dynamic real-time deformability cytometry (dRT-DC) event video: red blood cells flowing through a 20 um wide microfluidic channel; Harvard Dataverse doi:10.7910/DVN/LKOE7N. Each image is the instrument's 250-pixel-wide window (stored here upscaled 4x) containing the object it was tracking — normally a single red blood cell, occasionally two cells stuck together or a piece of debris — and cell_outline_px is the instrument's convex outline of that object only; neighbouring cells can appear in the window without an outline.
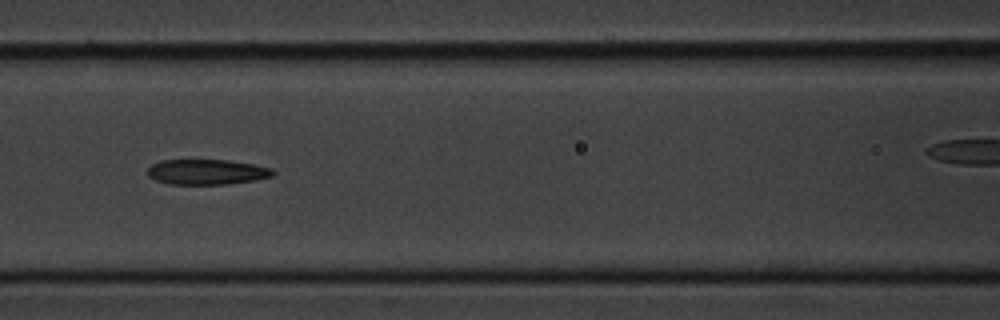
{"species": "common noctule bat (a hibernating species)", "species_latin": "Nyctalus noctula", "temperature_condition": "cold", "stored_images_in_passage": 9, "camera_frame_rate_fps": 3000, "um_per_image_px": 0.085, "animal": {"sex": "male", "body_mass_g": 20.1, "forearm_length_mm": 53.5}, "frame": {"image": 1, "passage_image": 6, "time_ms": 6.0, "image_size_px": [1000, 320], "cell_outline_px": [[276, 172], [272, 176], [252, 180], [228, 184], [168, 184], [156, 180], [148, 176], [148, 168], [152, 164], [160, 160], [228, 160], [256, 164], [272, 168]], "centroid_in_image_um": [17.59, 14.61], "position_along_channel_um": 149.0, "area_um2": 18.5}}
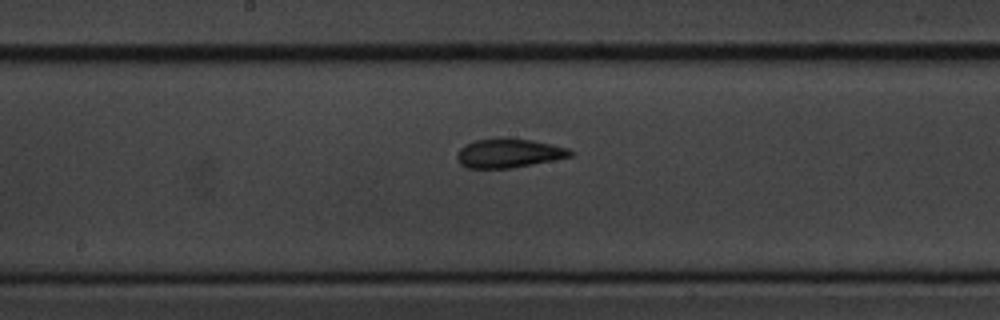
{"frame": {"image": 2, "passage_image": 8, "time_ms": 9.333, "image_size_px": [1000, 320], "cell_outline_px": [[576, 152], [572, 156], [512, 168], [464, 168], [460, 164], [456, 156], [460, 148], [476, 140], [532, 140], [552, 144], [568, 148]], "centroid_in_image_um": [43.27, 13.06], "position_along_channel_um": 204.9, "area_um2": 18.61}}
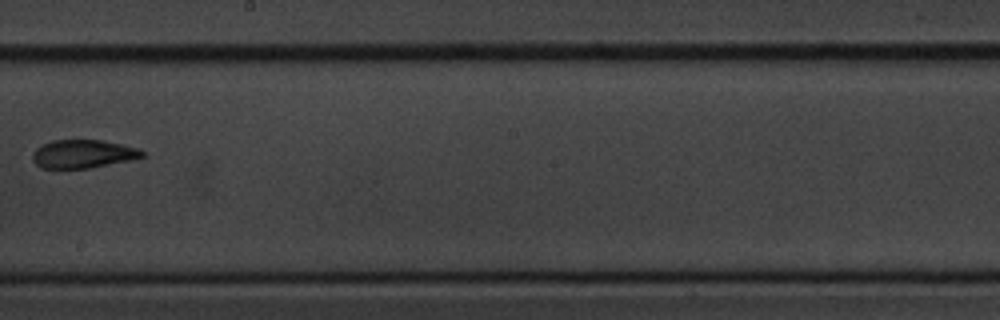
{"frame": {"image": 3, "passage_image": 9, "time_ms": 10.333, "image_size_px": [1000, 320], "cell_outline_px": [[148, 156], [88, 168], [40, 168], [32, 160], [32, 152], [36, 148], [52, 140], [100, 140], [140, 148]], "centroid_in_image_um": [7.05, 13.08], "position_along_channel_um": 241.2, "area_um2": 18.03}}